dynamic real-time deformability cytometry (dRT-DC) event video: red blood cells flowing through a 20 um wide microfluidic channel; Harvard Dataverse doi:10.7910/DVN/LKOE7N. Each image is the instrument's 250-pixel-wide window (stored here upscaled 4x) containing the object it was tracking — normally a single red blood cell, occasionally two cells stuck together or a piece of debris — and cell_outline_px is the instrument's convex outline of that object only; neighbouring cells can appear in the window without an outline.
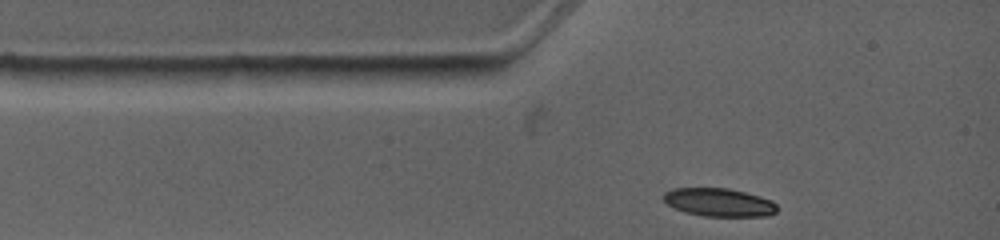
{"species": "common noctule bat (a hibernating species)", "species_latin": "Nyctalus noctula", "temperature_condition": "warm", "stored_images_in_passage": 2, "camera_frame_rate_fps": 4500, "um_per_image_px": 0.085, "animal": {"sex": "female", "body_mass_g": 19.0, "forearm_length_mm": 53.3}, "frame": {"image": 1, "passage_image": 1, "time_ms": 0.0, "image_size_px": [1000, 240], "cell_outline_px": [[776, 212], [768, 216], [704, 216], [684, 212], [668, 204], [664, 200], [664, 192], [672, 188], [728, 188], [760, 196], [772, 200], [776, 204]], "centroid_in_image_um": [61.12, 17.2], "position_along_channel_um": 23.9, "area_um2": 18.61}}